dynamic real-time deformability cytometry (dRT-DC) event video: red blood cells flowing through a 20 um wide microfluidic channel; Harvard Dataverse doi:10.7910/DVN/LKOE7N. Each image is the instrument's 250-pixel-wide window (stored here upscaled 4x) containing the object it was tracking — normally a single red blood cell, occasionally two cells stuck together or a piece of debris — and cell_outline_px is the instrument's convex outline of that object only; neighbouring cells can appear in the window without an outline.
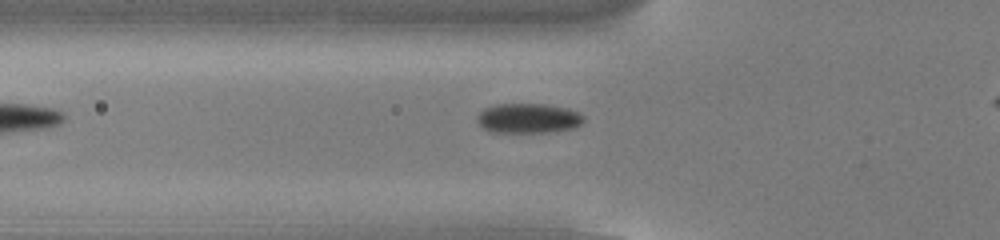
{"species": "common noctule bat (a hibernating species)", "species_latin": "Nyctalus noctula", "temperature_condition": "cold", "stored_images_in_passage": 31, "camera_frame_rate_fps": 3000, "um_per_image_px": 0.085, "animal": {"sex": "male", "body_mass_g": 13.0, "forearm_length_mm": 53.1}, "frame": {"image": 1, "passage_image": 2, "time_ms": 0.333, "image_size_px": [1000, 240], "cell_outline_px": [[584, 120], [580, 124], [572, 128], [548, 132], [492, 132], [484, 128], [476, 120], [476, 116], [484, 108], [496, 104], [544, 104], [564, 108], [576, 112], [584, 116]], "centroid_in_image_um": [44.85, 10.05], "position_along_channel_um": 80.9, "area_um2": 18.26}}
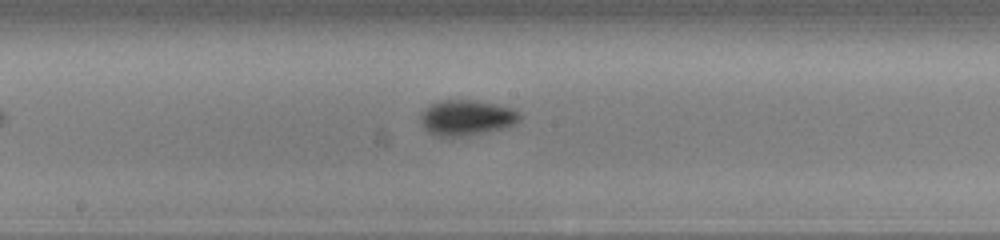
{"frame": {"image": 2, "passage_image": 12, "time_ms": 3.667, "image_size_px": [1000, 240], "cell_outline_px": [[520, 120], [512, 124], [500, 128], [484, 132], [464, 136], [436, 136], [428, 132], [420, 124], [420, 116], [432, 104], [440, 100], [476, 100], [496, 104], [520, 112]], "centroid_in_image_um": [39.62, 10.0], "position_along_channel_um": 208.6, "area_um2": 20.11}}
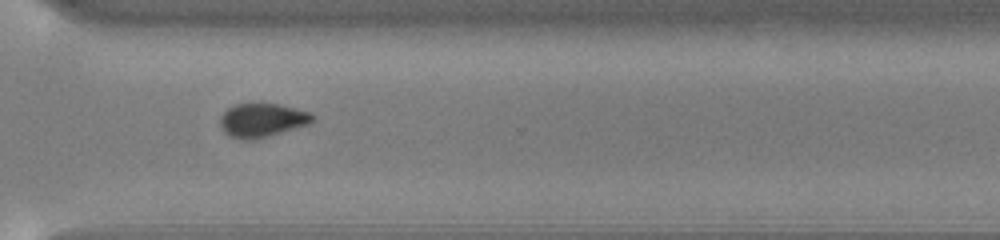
{"frame": {"image": 3, "passage_image": 23, "time_ms": 7.333, "image_size_px": [1000, 240], "cell_outline_px": [[316, 116], [308, 124], [268, 136], [252, 140], [240, 140], [228, 136], [224, 132], [220, 124], [220, 116], [228, 108], [236, 104], [252, 100], [280, 104], [312, 112]], "centroid_in_image_um": [22.25, 10.17], "position_along_channel_um": 348.3, "area_um2": 18.84}}